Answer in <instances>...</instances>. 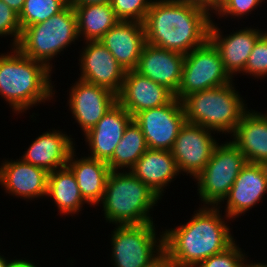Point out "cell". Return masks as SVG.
<instances>
[{
    "mask_svg": "<svg viewBox=\"0 0 267 267\" xmlns=\"http://www.w3.org/2000/svg\"><path fill=\"white\" fill-rule=\"evenodd\" d=\"M220 208L203 204L187 223L164 230L166 267H197L235 241L224 220L230 218L226 215L223 218Z\"/></svg>",
    "mask_w": 267,
    "mask_h": 267,
    "instance_id": "obj_1",
    "label": "cell"
},
{
    "mask_svg": "<svg viewBox=\"0 0 267 267\" xmlns=\"http://www.w3.org/2000/svg\"><path fill=\"white\" fill-rule=\"evenodd\" d=\"M211 20L195 6L153 0L143 22L146 43L186 55L209 39Z\"/></svg>",
    "mask_w": 267,
    "mask_h": 267,
    "instance_id": "obj_2",
    "label": "cell"
},
{
    "mask_svg": "<svg viewBox=\"0 0 267 267\" xmlns=\"http://www.w3.org/2000/svg\"><path fill=\"white\" fill-rule=\"evenodd\" d=\"M51 71L44 63L11 47V52L0 54V95L16 114L44 104L56 93Z\"/></svg>",
    "mask_w": 267,
    "mask_h": 267,
    "instance_id": "obj_3",
    "label": "cell"
},
{
    "mask_svg": "<svg viewBox=\"0 0 267 267\" xmlns=\"http://www.w3.org/2000/svg\"><path fill=\"white\" fill-rule=\"evenodd\" d=\"M161 198L130 171H110L102 200L106 222L141 225L155 222L151 209Z\"/></svg>",
    "mask_w": 267,
    "mask_h": 267,
    "instance_id": "obj_4",
    "label": "cell"
},
{
    "mask_svg": "<svg viewBox=\"0 0 267 267\" xmlns=\"http://www.w3.org/2000/svg\"><path fill=\"white\" fill-rule=\"evenodd\" d=\"M233 83L186 96L182 100L186 122L200 125L217 134L222 132L232 135L248 110L245 100Z\"/></svg>",
    "mask_w": 267,
    "mask_h": 267,
    "instance_id": "obj_5",
    "label": "cell"
},
{
    "mask_svg": "<svg viewBox=\"0 0 267 267\" xmlns=\"http://www.w3.org/2000/svg\"><path fill=\"white\" fill-rule=\"evenodd\" d=\"M76 40H79L77 16L74 7L69 4L48 20L25 27L16 47L25 56L44 63L52 70V59Z\"/></svg>",
    "mask_w": 267,
    "mask_h": 267,
    "instance_id": "obj_6",
    "label": "cell"
},
{
    "mask_svg": "<svg viewBox=\"0 0 267 267\" xmlns=\"http://www.w3.org/2000/svg\"><path fill=\"white\" fill-rule=\"evenodd\" d=\"M115 227L111 234L110 258L114 267H166L164 231L157 236L154 222Z\"/></svg>",
    "mask_w": 267,
    "mask_h": 267,
    "instance_id": "obj_7",
    "label": "cell"
},
{
    "mask_svg": "<svg viewBox=\"0 0 267 267\" xmlns=\"http://www.w3.org/2000/svg\"><path fill=\"white\" fill-rule=\"evenodd\" d=\"M245 156L230 140L217 144L205 168L195 177L197 193L205 206H221L242 168Z\"/></svg>",
    "mask_w": 267,
    "mask_h": 267,
    "instance_id": "obj_8",
    "label": "cell"
},
{
    "mask_svg": "<svg viewBox=\"0 0 267 267\" xmlns=\"http://www.w3.org/2000/svg\"><path fill=\"white\" fill-rule=\"evenodd\" d=\"M232 81L219 51L208 39L185 55L181 83L174 96L182 101L192 93L221 87Z\"/></svg>",
    "mask_w": 267,
    "mask_h": 267,
    "instance_id": "obj_9",
    "label": "cell"
},
{
    "mask_svg": "<svg viewBox=\"0 0 267 267\" xmlns=\"http://www.w3.org/2000/svg\"><path fill=\"white\" fill-rule=\"evenodd\" d=\"M133 120L140 126L149 149L171 151L186 117L182 101L174 97L166 105L137 113Z\"/></svg>",
    "mask_w": 267,
    "mask_h": 267,
    "instance_id": "obj_10",
    "label": "cell"
},
{
    "mask_svg": "<svg viewBox=\"0 0 267 267\" xmlns=\"http://www.w3.org/2000/svg\"><path fill=\"white\" fill-rule=\"evenodd\" d=\"M215 132L197 124L185 122L177 135L171 153L180 174L194 178L205 168L211 158L217 140Z\"/></svg>",
    "mask_w": 267,
    "mask_h": 267,
    "instance_id": "obj_11",
    "label": "cell"
},
{
    "mask_svg": "<svg viewBox=\"0 0 267 267\" xmlns=\"http://www.w3.org/2000/svg\"><path fill=\"white\" fill-rule=\"evenodd\" d=\"M70 88L67 103L83 134L93 128L117 102V95L109 89L81 79Z\"/></svg>",
    "mask_w": 267,
    "mask_h": 267,
    "instance_id": "obj_12",
    "label": "cell"
},
{
    "mask_svg": "<svg viewBox=\"0 0 267 267\" xmlns=\"http://www.w3.org/2000/svg\"><path fill=\"white\" fill-rule=\"evenodd\" d=\"M82 48L79 55L81 76L78 79L109 89L117 95L125 78L124 68L100 41H86Z\"/></svg>",
    "mask_w": 267,
    "mask_h": 267,
    "instance_id": "obj_13",
    "label": "cell"
},
{
    "mask_svg": "<svg viewBox=\"0 0 267 267\" xmlns=\"http://www.w3.org/2000/svg\"><path fill=\"white\" fill-rule=\"evenodd\" d=\"M264 33L262 30L250 26L224 36L216 23L211 20L209 40L219 51L224 68L232 79L234 75L240 73L244 75L250 53L256 41Z\"/></svg>",
    "mask_w": 267,
    "mask_h": 267,
    "instance_id": "obj_14",
    "label": "cell"
},
{
    "mask_svg": "<svg viewBox=\"0 0 267 267\" xmlns=\"http://www.w3.org/2000/svg\"><path fill=\"white\" fill-rule=\"evenodd\" d=\"M267 193V165L248 163L242 168L230 188L226 201L225 215L230 220L239 218L259 204Z\"/></svg>",
    "mask_w": 267,
    "mask_h": 267,
    "instance_id": "obj_15",
    "label": "cell"
},
{
    "mask_svg": "<svg viewBox=\"0 0 267 267\" xmlns=\"http://www.w3.org/2000/svg\"><path fill=\"white\" fill-rule=\"evenodd\" d=\"M174 94L135 70L126 71L117 102L132 116L151 108L168 104Z\"/></svg>",
    "mask_w": 267,
    "mask_h": 267,
    "instance_id": "obj_16",
    "label": "cell"
},
{
    "mask_svg": "<svg viewBox=\"0 0 267 267\" xmlns=\"http://www.w3.org/2000/svg\"><path fill=\"white\" fill-rule=\"evenodd\" d=\"M48 172L19 158L2 161L0 184L6 193L22 199L34 200L47 195Z\"/></svg>",
    "mask_w": 267,
    "mask_h": 267,
    "instance_id": "obj_17",
    "label": "cell"
},
{
    "mask_svg": "<svg viewBox=\"0 0 267 267\" xmlns=\"http://www.w3.org/2000/svg\"><path fill=\"white\" fill-rule=\"evenodd\" d=\"M185 55L146 43L135 69L174 95L181 83Z\"/></svg>",
    "mask_w": 267,
    "mask_h": 267,
    "instance_id": "obj_18",
    "label": "cell"
},
{
    "mask_svg": "<svg viewBox=\"0 0 267 267\" xmlns=\"http://www.w3.org/2000/svg\"><path fill=\"white\" fill-rule=\"evenodd\" d=\"M132 119L133 117L116 102L102 119L84 134L91 153L88 156L107 162Z\"/></svg>",
    "mask_w": 267,
    "mask_h": 267,
    "instance_id": "obj_19",
    "label": "cell"
},
{
    "mask_svg": "<svg viewBox=\"0 0 267 267\" xmlns=\"http://www.w3.org/2000/svg\"><path fill=\"white\" fill-rule=\"evenodd\" d=\"M125 71L135 70L146 44L144 24L119 21L99 40Z\"/></svg>",
    "mask_w": 267,
    "mask_h": 267,
    "instance_id": "obj_20",
    "label": "cell"
},
{
    "mask_svg": "<svg viewBox=\"0 0 267 267\" xmlns=\"http://www.w3.org/2000/svg\"><path fill=\"white\" fill-rule=\"evenodd\" d=\"M74 139L60 130L46 131L35 138L21 159L43 168L48 173L66 167L70 154L75 149ZM74 142V143H73Z\"/></svg>",
    "mask_w": 267,
    "mask_h": 267,
    "instance_id": "obj_21",
    "label": "cell"
},
{
    "mask_svg": "<svg viewBox=\"0 0 267 267\" xmlns=\"http://www.w3.org/2000/svg\"><path fill=\"white\" fill-rule=\"evenodd\" d=\"M231 139L248 163L267 165V112L248 109Z\"/></svg>",
    "mask_w": 267,
    "mask_h": 267,
    "instance_id": "obj_22",
    "label": "cell"
},
{
    "mask_svg": "<svg viewBox=\"0 0 267 267\" xmlns=\"http://www.w3.org/2000/svg\"><path fill=\"white\" fill-rule=\"evenodd\" d=\"M130 172L161 199L165 193L164 188L180 173L171 151L149 148Z\"/></svg>",
    "mask_w": 267,
    "mask_h": 267,
    "instance_id": "obj_23",
    "label": "cell"
},
{
    "mask_svg": "<svg viewBox=\"0 0 267 267\" xmlns=\"http://www.w3.org/2000/svg\"><path fill=\"white\" fill-rule=\"evenodd\" d=\"M75 150L66 166L74 174L83 199L90 205L99 206L111 170L105 161L89 156L78 159Z\"/></svg>",
    "mask_w": 267,
    "mask_h": 267,
    "instance_id": "obj_24",
    "label": "cell"
},
{
    "mask_svg": "<svg viewBox=\"0 0 267 267\" xmlns=\"http://www.w3.org/2000/svg\"><path fill=\"white\" fill-rule=\"evenodd\" d=\"M46 197L53 198L60 215L77 214L82 211L83 199L72 171L66 166L48 174Z\"/></svg>",
    "mask_w": 267,
    "mask_h": 267,
    "instance_id": "obj_25",
    "label": "cell"
},
{
    "mask_svg": "<svg viewBox=\"0 0 267 267\" xmlns=\"http://www.w3.org/2000/svg\"><path fill=\"white\" fill-rule=\"evenodd\" d=\"M77 16L78 35L85 41H99L120 20L111 3L71 5ZM81 35V36H80Z\"/></svg>",
    "mask_w": 267,
    "mask_h": 267,
    "instance_id": "obj_26",
    "label": "cell"
},
{
    "mask_svg": "<svg viewBox=\"0 0 267 267\" xmlns=\"http://www.w3.org/2000/svg\"><path fill=\"white\" fill-rule=\"evenodd\" d=\"M147 149L143 132L132 119L125 128L123 137L115 148L112 157L106 163L111 171H130Z\"/></svg>",
    "mask_w": 267,
    "mask_h": 267,
    "instance_id": "obj_27",
    "label": "cell"
},
{
    "mask_svg": "<svg viewBox=\"0 0 267 267\" xmlns=\"http://www.w3.org/2000/svg\"><path fill=\"white\" fill-rule=\"evenodd\" d=\"M68 5V0H25L18 14L20 26L23 30L27 26L44 22Z\"/></svg>",
    "mask_w": 267,
    "mask_h": 267,
    "instance_id": "obj_28",
    "label": "cell"
},
{
    "mask_svg": "<svg viewBox=\"0 0 267 267\" xmlns=\"http://www.w3.org/2000/svg\"><path fill=\"white\" fill-rule=\"evenodd\" d=\"M153 0H111L120 21L144 22Z\"/></svg>",
    "mask_w": 267,
    "mask_h": 267,
    "instance_id": "obj_29",
    "label": "cell"
},
{
    "mask_svg": "<svg viewBox=\"0 0 267 267\" xmlns=\"http://www.w3.org/2000/svg\"><path fill=\"white\" fill-rule=\"evenodd\" d=\"M245 75L267 77V32L256 41L244 69Z\"/></svg>",
    "mask_w": 267,
    "mask_h": 267,
    "instance_id": "obj_30",
    "label": "cell"
},
{
    "mask_svg": "<svg viewBox=\"0 0 267 267\" xmlns=\"http://www.w3.org/2000/svg\"><path fill=\"white\" fill-rule=\"evenodd\" d=\"M242 251L234 241L227 249L205 259L197 267H242L245 258H248Z\"/></svg>",
    "mask_w": 267,
    "mask_h": 267,
    "instance_id": "obj_31",
    "label": "cell"
},
{
    "mask_svg": "<svg viewBox=\"0 0 267 267\" xmlns=\"http://www.w3.org/2000/svg\"><path fill=\"white\" fill-rule=\"evenodd\" d=\"M22 28L19 23L18 13L0 0V37H14L12 47H16L20 40Z\"/></svg>",
    "mask_w": 267,
    "mask_h": 267,
    "instance_id": "obj_32",
    "label": "cell"
},
{
    "mask_svg": "<svg viewBox=\"0 0 267 267\" xmlns=\"http://www.w3.org/2000/svg\"><path fill=\"white\" fill-rule=\"evenodd\" d=\"M265 0H219L215 15L219 18L232 16L233 18H243L247 14H251L252 10L258 9L257 7Z\"/></svg>",
    "mask_w": 267,
    "mask_h": 267,
    "instance_id": "obj_33",
    "label": "cell"
},
{
    "mask_svg": "<svg viewBox=\"0 0 267 267\" xmlns=\"http://www.w3.org/2000/svg\"><path fill=\"white\" fill-rule=\"evenodd\" d=\"M168 1L195 6L202 10H205L210 15H213L211 13H215L219 2L218 0H168Z\"/></svg>",
    "mask_w": 267,
    "mask_h": 267,
    "instance_id": "obj_34",
    "label": "cell"
},
{
    "mask_svg": "<svg viewBox=\"0 0 267 267\" xmlns=\"http://www.w3.org/2000/svg\"><path fill=\"white\" fill-rule=\"evenodd\" d=\"M8 267H38L33 263L32 261L30 262L29 260H23L22 259H13L12 262L8 265Z\"/></svg>",
    "mask_w": 267,
    "mask_h": 267,
    "instance_id": "obj_35",
    "label": "cell"
},
{
    "mask_svg": "<svg viewBox=\"0 0 267 267\" xmlns=\"http://www.w3.org/2000/svg\"><path fill=\"white\" fill-rule=\"evenodd\" d=\"M18 14L21 12L25 0H2Z\"/></svg>",
    "mask_w": 267,
    "mask_h": 267,
    "instance_id": "obj_36",
    "label": "cell"
},
{
    "mask_svg": "<svg viewBox=\"0 0 267 267\" xmlns=\"http://www.w3.org/2000/svg\"><path fill=\"white\" fill-rule=\"evenodd\" d=\"M70 5L102 4L110 3L111 0H68Z\"/></svg>",
    "mask_w": 267,
    "mask_h": 267,
    "instance_id": "obj_37",
    "label": "cell"
},
{
    "mask_svg": "<svg viewBox=\"0 0 267 267\" xmlns=\"http://www.w3.org/2000/svg\"><path fill=\"white\" fill-rule=\"evenodd\" d=\"M247 260H249V259L246 258L244 260L242 267H267V263H264V262L263 263H261V262L260 263L259 262L258 263L257 262L256 263H253V262L250 263Z\"/></svg>",
    "mask_w": 267,
    "mask_h": 267,
    "instance_id": "obj_38",
    "label": "cell"
},
{
    "mask_svg": "<svg viewBox=\"0 0 267 267\" xmlns=\"http://www.w3.org/2000/svg\"><path fill=\"white\" fill-rule=\"evenodd\" d=\"M1 254V253H0ZM12 260H7L3 255H0V267H8Z\"/></svg>",
    "mask_w": 267,
    "mask_h": 267,
    "instance_id": "obj_39",
    "label": "cell"
}]
</instances>
